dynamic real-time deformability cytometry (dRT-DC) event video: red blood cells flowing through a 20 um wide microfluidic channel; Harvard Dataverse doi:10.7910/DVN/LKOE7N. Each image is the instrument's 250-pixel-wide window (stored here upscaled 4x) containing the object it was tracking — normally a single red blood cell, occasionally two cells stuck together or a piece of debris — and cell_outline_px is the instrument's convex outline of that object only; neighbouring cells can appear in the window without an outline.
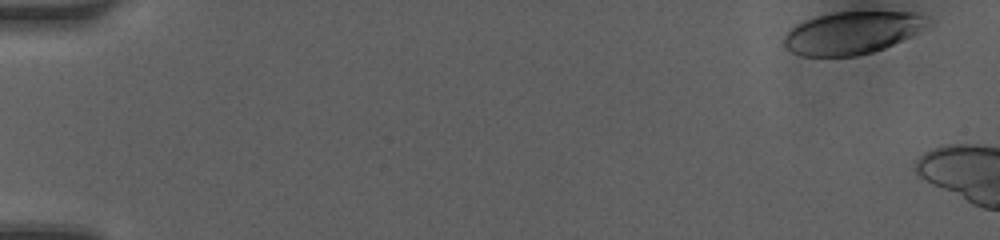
{"species": "human", "species_latin": "Homo sapiens", "temperature_condition": "room temperature", "stored_images_in_passage": 7, "camera_frame_rate_fps": 3000, "um_per_image_px": 0.085, "donor": {"sex": "female"}, "frame": {"image": 1, "passage_image": 1, "time_ms": 0.0, "image_size_px": [1000, 240], "cell_outline_px": [[936, 20], [932, 24], [912, 36], [884, 48], [872, 52], [856, 56], [804, 56], [792, 52], [784, 44], [784, 36], [796, 24], [804, 20], [816, 16], [836, 12], [916, 12], [928, 16]], "centroid_in_image_um": [72.53, 2.77], "position_along_channel_um": 12.5, "area_um2": 35.89}}